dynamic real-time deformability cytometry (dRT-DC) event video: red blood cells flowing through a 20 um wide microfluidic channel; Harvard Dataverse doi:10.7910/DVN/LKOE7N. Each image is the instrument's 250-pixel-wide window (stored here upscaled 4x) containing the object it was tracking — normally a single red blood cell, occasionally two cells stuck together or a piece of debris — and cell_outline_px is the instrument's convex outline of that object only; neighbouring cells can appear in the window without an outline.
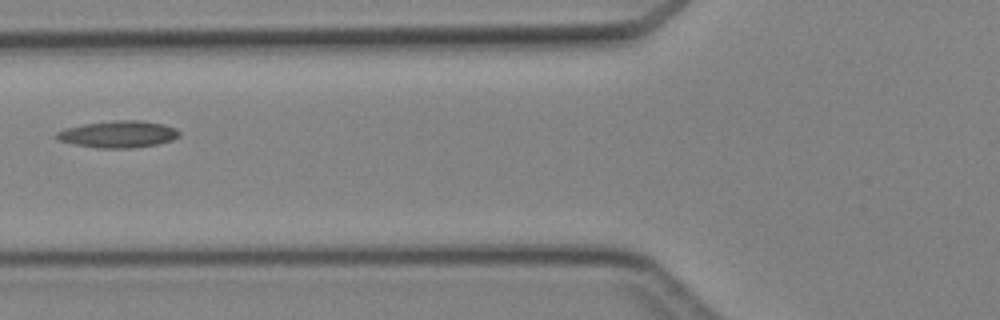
{"species": "Egyptian fruit bat (a non-hibernating species)", "species_latin": "Rousettus aegyptiacus", "temperature_condition": "cold", "stored_images_in_passage": 6, "camera_frame_rate_fps": 3000, "um_per_image_px": 0.085, "animal": {"sex": "female"}, "frame": {"image": 1, "passage_image": 6, "time_ms": 5.667, "image_size_px": [1000, 320], "cell_outline_px": [[180, 136], [172, 140], [156, 144], [132, 148], [96, 148], [72, 144], [56, 140], [52, 136], [56, 132], [64, 128], [84, 124], [112, 120], [140, 120], [164, 124], [176, 128], [180, 132]], "centroid_in_image_um": [10.0, 11.41], "position_along_channel_um": 115.8, "area_um2": 19.54}}